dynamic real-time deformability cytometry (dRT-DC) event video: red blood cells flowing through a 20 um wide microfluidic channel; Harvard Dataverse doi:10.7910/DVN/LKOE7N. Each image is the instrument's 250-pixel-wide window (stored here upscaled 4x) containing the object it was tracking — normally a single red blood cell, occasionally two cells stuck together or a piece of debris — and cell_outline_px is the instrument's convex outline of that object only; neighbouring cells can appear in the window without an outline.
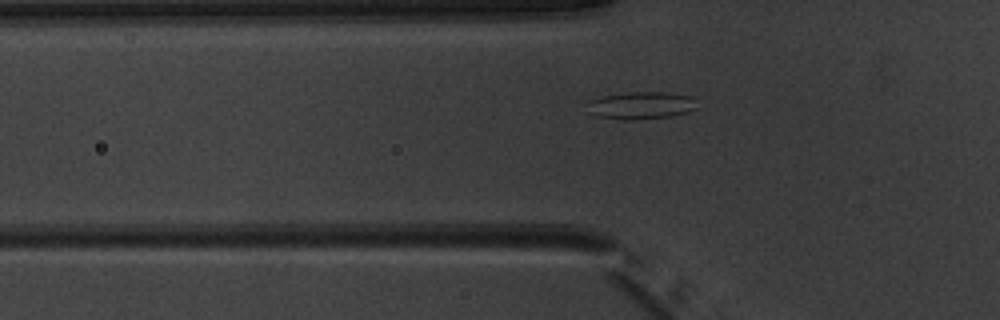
{"species": "common noctule bat (a hibernating species)", "species_latin": "Nyctalus noctula", "temperature_condition": "warm", "stored_images_in_passage": 39, "camera_frame_rate_fps": 3000, "um_per_image_px": 0.085, "animal": {"sex": "male", "body_mass_g": 20.1, "forearm_length_mm": 53.5}, "frame": {"image": 1, "passage_image": 9, "time_ms": 2.667, "image_size_px": [1000, 320], "cell_outline_px": [[696, 108], [688, 112], [672, 116], [632, 120], [628, 120], [596, 116], [588, 112], [588, 100], [604, 96], [632, 92], [664, 92], [692, 96]], "centroid_in_image_um": [54.48, 8.96], "position_along_channel_um": 71.3, "area_um2": 17.4}}
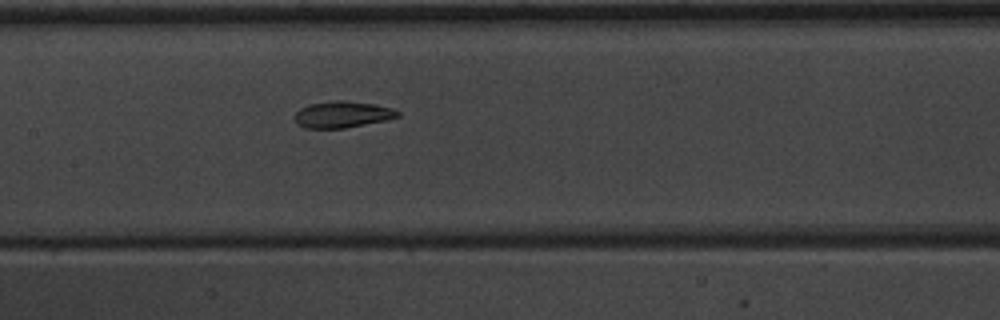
{"frame": {"image": 2, "passage_image": 17, "time_ms": 5.333, "image_size_px": [1000, 320], "cell_outline_px": [[400, 116], [388, 120], [344, 128], [304, 128], [296, 124], [292, 116], [300, 108], [308, 104], [332, 100], [340, 100], [376, 104], [392, 108], [400, 112]], "centroid_in_image_um": [29.07, 9.73], "position_along_channel_um": 178.3, "area_um2": 16.18}}
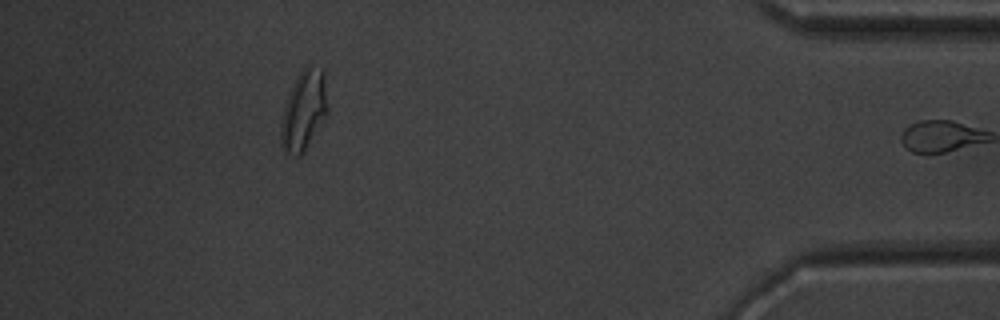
{"frame": {"image": 3, "passage_image": 38, "time_ms": 12.333, "image_size_px": [1000, 320], "cell_outline_px": [[328, 112], [304, 152], [300, 156], [296, 156], [284, 152], [280, 144], [280, 128], [284, 108], [288, 92], [300, 72], [304, 68], [308, 68], [324, 72], [328, 108]], "centroid_in_image_um": [25.8, 9.47], "position_along_channel_um": 409.4, "area_um2": 21.39}, "authors_computed_cell_mechanics": {"area_um2": 16.2418, "velocity_mm_per_s": 3.9876, "shape_relaxation_time_tau1_ms": 7.6274, "shape_relaxation_time_tau2_ms": 1.7384, "deformation_change_tau1": 0.1949, "deformation_change_tau2": 0.0777}}